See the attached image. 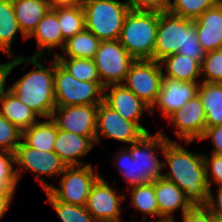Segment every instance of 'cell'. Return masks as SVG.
<instances>
[{"label": "cell", "mask_w": 222, "mask_h": 222, "mask_svg": "<svg viewBox=\"0 0 222 222\" xmlns=\"http://www.w3.org/2000/svg\"><path fill=\"white\" fill-rule=\"evenodd\" d=\"M216 194L214 197L212 189H209L206 208L222 222V187H218Z\"/></svg>", "instance_id": "obj_42"}, {"label": "cell", "mask_w": 222, "mask_h": 222, "mask_svg": "<svg viewBox=\"0 0 222 222\" xmlns=\"http://www.w3.org/2000/svg\"><path fill=\"white\" fill-rule=\"evenodd\" d=\"M154 191L159 209V222H177L174 211L180 209L182 216L192 208L183 191L164 177L154 181Z\"/></svg>", "instance_id": "obj_19"}, {"label": "cell", "mask_w": 222, "mask_h": 222, "mask_svg": "<svg viewBox=\"0 0 222 222\" xmlns=\"http://www.w3.org/2000/svg\"><path fill=\"white\" fill-rule=\"evenodd\" d=\"M96 144L95 136H82L71 132L57 131L54 152L66 167L88 165L80 158L89 153Z\"/></svg>", "instance_id": "obj_18"}, {"label": "cell", "mask_w": 222, "mask_h": 222, "mask_svg": "<svg viewBox=\"0 0 222 222\" xmlns=\"http://www.w3.org/2000/svg\"><path fill=\"white\" fill-rule=\"evenodd\" d=\"M98 105L56 106L51 119L62 131L82 136L96 135Z\"/></svg>", "instance_id": "obj_15"}, {"label": "cell", "mask_w": 222, "mask_h": 222, "mask_svg": "<svg viewBox=\"0 0 222 222\" xmlns=\"http://www.w3.org/2000/svg\"><path fill=\"white\" fill-rule=\"evenodd\" d=\"M163 177L175 183L192 207H206L209 186L206 179L204 154L193 153L182 143L169 141L164 149Z\"/></svg>", "instance_id": "obj_1"}, {"label": "cell", "mask_w": 222, "mask_h": 222, "mask_svg": "<svg viewBox=\"0 0 222 222\" xmlns=\"http://www.w3.org/2000/svg\"><path fill=\"white\" fill-rule=\"evenodd\" d=\"M200 67L201 81L222 83V49L206 52Z\"/></svg>", "instance_id": "obj_36"}, {"label": "cell", "mask_w": 222, "mask_h": 222, "mask_svg": "<svg viewBox=\"0 0 222 222\" xmlns=\"http://www.w3.org/2000/svg\"><path fill=\"white\" fill-rule=\"evenodd\" d=\"M85 29L100 41L119 40L124 19L130 11L126 1L84 0Z\"/></svg>", "instance_id": "obj_5"}, {"label": "cell", "mask_w": 222, "mask_h": 222, "mask_svg": "<svg viewBox=\"0 0 222 222\" xmlns=\"http://www.w3.org/2000/svg\"><path fill=\"white\" fill-rule=\"evenodd\" d=\"M22 141V131L0 113V150L15 153Z\"/></svg>", "instance_id": "obj_37"}, {"label": "cell", "mask_w": 222, "mask_h": 222, "mask_svg": "<svg viewBox=\"0 0 222 222\" xmlns=\"http://www.w3.org/2000/svg\"><path fill=\"white\" fill-rule=\"evenodd\" d=\"M12 5L19 29L27 39L51 9L47 0H12Z\"/></svg>", "instance_id": "obj_22"}, {"label": "cell", "mask_w": 222, "mask_h": 222, "mask_svg": "<svg viewBox=\"0 0 222 222\" xmlns=\"http://www.w3.org/2000/svg\"><path fill=\"white\" fill-rule=\"evenodd\" d=\"M14 194L15 191H0V219L3 218L8 208H10V203L14 200Z\"/></svg>", "instance_id": "obj_44"}, {"label": "cell", "mask_w": 222, "mask_h": 222, "mask_svg": "<svg viewBox=\"0 0 222 222\" xmlns=\"http://www.w3.org/2000/svg\"><path fill=\"white\" fill-rule=\"evenodd\" d=\"M125 199L100 176L91 187L85 207L97 222H119Z\"/></svg>", "instance_id": "obj_11"}, {"label": "cell", "mask_w": 222, "mask_h": 222, "mask_svg": "<svg viewBox=\"0 0 222 222\" xmlns=\"http://www.w3.org/2000/svg\"><path fill=\"white\" fill-rule=\"evenodd\" d=\"M198 95L206 114V127L222 125V83H199Z\"/></svg>", "instance_id": "obj_27"}, {"label": "cell", "mask_w": 222, "mask_h": 222, "mask_svg": "<svg viewBox=\"0 0 222 222\" xmlns=\"http://www.w3.org/2000/svg\"><path fill=\"white\" fill-rule=\"evenodd\" d=\"M94 172L92 164L83 166L66 167L63 173L59 187L54 183L47 190L56 200L65 201L77 206H85L92 185L101 176L97 172V166Z\"/></svg>", "instance_id": "obj_8"}, {"label": "cell", "mask_w": 222, "mask_h": 222, "mask_svg": "<svg viewBox=\"0 0 222 222\" xmlns=\"http://www.w3.org/2000/svg\"><path fill=\"white\" fill-rule=\"evenodd\" d=\"M42 56H13V67L23 63L32 64L34 69L20 77L12 86L10 91L17 98L30 108L42 119L51 118L53 110L56 107L55 88H54V57L49 63L44 65Z\"/></svg>", "instance_id": "obj_2"}, {"label": "cell", "mask_w": 222, "mask_h": 222, "mask_svg": "<svg viewBox=\"0 0 222 222\" xmlns=\"http://www.w3.org/2000/svg\"><path fill=\"white\" fill-rule=\"evenodd\" d=\"M57 62L79 81L101 82L94 59L55 57Z\"/></svg>", "instance_id": "obj_31"}, {"label": "cell", "mask_w": 222, "mask_h": 222, "mask_svg": "<svg viewBox=\"0 0 222 222\" xmlns=\"http://www.w3.org/2000/svg\"><path fill=\"white\" fill-rule=\"evenodd\" d=\"M51 9L83 6L84 0H47Z\"/></svg>", "instance_id": "obj_45"}, {"label": "cell", "mask_w": 222, "mask_h": 222, "mask_svg": "<svg viewBox=\"0 0 222 222\" xmlns=\"http://www.w3.org/2000/svg\"><path fill=\"white\" fill-rule=\"evenodd\" d=\"M221 0H169L168 11L183 18L197 19L208 8L218 4Z\"/></svg>", "instance_id": "obj_34"}, {"label": "cell", "mask_w": 222, "mask_h": 222, "mask_svg": "<svg viewBox=\"0 0 222 222\" xmlns=\"http://www.w3.org/2000/svg\"><path fill=\"white\" fill-rule=\"evenodd\" d=\"M128 190L130 191V205L136 211L143 213V222L147 221V216L156 219V221L152 222H159V209L154 191V182L145 183Z\"/></svg>", "instance_id": "obj_30"}, {"label": "cell", "mask_w": 222, "mask_h": 222, "mask_svg": "<svg viewBox=\"0 0 222 222\" xmlns=\"http://www.w3.org/2000/svg\"><path fill=\"white\" fill-rule=\"evenodd\" d=\"M15 168L17 180L21 179V173L25 171L32 172L35 180L47 191L52 184L45 181V177L57 180V177L63 173L66 165L54 151H39L30 148L23 141L17 146L15 151Z\"/></svg>", "instance_id": "obj_7"}, {"label": "cell", "mask_w": 222, "mask_h": 222, "mask_svg": "<svg viewBox=\"0 0 222 222\" xmlns=\"http://www.w3.org/2000/svg\"><path fill=\"white\" fill-rule=\"evenodd\" d=\"M57 16L65 41L85 29L83 6L57 8Z\"/></svg>", "instance_id": "obj_32"}, {"label": "cell", "mask_w": 222, "mask_h": 222, "mask_svg": "<svg viewBox=\"0 0 222 222\" xmlns=\"http://www.w3.org/2000/svg\"><path fill=\"white\" fill-rule=\"evenodd\" d=\"M103 101L114 109L122 118L135 123L145 134L150 133L148 129L142 125L140 119L144 111L151 113V107L143 100L139 99L123 84L105 87Z\"/></svg>", "instance_id": "obj_16"}, {"label": "cell", "mask_w": 222, "mask_h": 222, "mask_svg": "<svg viewBox=\"0 0 222 222\" xmlns=\"http://www.w3.org/2000/svg\"><path fill=\"white\" fill-rule=\"evenodd\" d=\"M13 57L12 60L6 63H0V99L10 91L8 87L7 77L13 72Z\"/></svg>", "instance_id": "obj_43"}, {"label": "cell", "mask_w": 222, "mask_h": 222, "mask_svg": "<svg viewBox=\"0 0 222 222\" xmlns=\"http://www.w3.org/2000/svg\"><path fill=\"white\" fill-rule=\"evenodd\" d=\"M182 222H218L206 207H192L182 216Z\"/></svg>", "instance_id": "obj_40"}, {"label": "cell", "mask_w": 222, "mask_h": 222, "mask_svg": "<svg viewBox=\"0 0 222 222\" xmlns=\"http://www.w3.org/2000/svg\"><path fill=\"white\" fill-rule=\"evenodd\" d=\"M145 133L133 122L122 118L104 101L98 104L96 119V144L100 138L112 139L126 145L137 142Z\"/></svg>", "instance_id": "obj_12"}, {"label": "cell", "mask_w": 222, "mask_h": 222, "mask_svg": "<svg viewBox=\"0 0 222 222\" xmlns=\"http://www.w3.org/2000/svg\"><path fill=\"white\" fill-rule=\"evenodd\" d=\"M0 113L21 131L38 121V115L9 91L0 99Z\"/></svg>", "instance_id": "obj_26"}, {"label": "cell", "mask_w": 222, "mask_h": 222, "mask_svg": "<svg viewBox=\"0 0 222 222\" xmlns=\"http://www.w3.org/2000/svg\"><path fill=\"white\" fill-rule=\"evenodd\" d=\"M15 153L0 150V191H16Z\"/></svg>", "instance_id": "obj_35"}, {"label": "cell", "mask_w": 222, "mask_h": 222, "mask_svg": "<svg viewBox=\"0 0 222 222\" xmlns=\"http://www.w3.org/2000/svg\"><path fill=\"white\" fill-rule=\"evenodd\" d=\"M162 72L160 62L156 60H135L129 68L123 85L152 108L161 89Z\"/></svg>", "instance_id": "obj_10"}, {"label": "cell", "mask_w": 222, "mask_h": 222, "mask_svg": "<svg viewBox=\"0 0 222 222\" xmlns=\"http://www.w3.org/2000/svg\"><path fill=\"white\" fill-rule=\"evenodd\" d=\"M99 44L100 40L89 30L84 29L65 41V45L62 49L65 54L64 56L62 54L55 53L54 57L93 59L98 50Z\"/></svg>", "instance_id": "obj_29"}, {"label": "cell", "mask_w": 222, "mask_h": 222, "mask_svg": "<svg viewBox=\"0 0 222 222\" xmlns=\"http://www.w3.org/2000/svg\"><path fill=\"white\" fill-rule=\"evenodd\" d=\"M93 59L104 88L123 84L131 64L135 61L119 40L100 41Z\"/></svg>", "instance_id": "obj_9"}, {"label": "cell", "mask_w": 222, "mask_h": 222, "mask_svg": "<svg viewBox=\"0 0 222 222\" xmlns=\"http://www.w3.org/2000/svg\"><path fill=\"white\" fill-rule=\"evenodd\" d=\"M200 82H185L163 77L162 85L156 103L150 114H155V108L167 119L175 111L183 107L187 101L198 95Z\"/></svg>", "instance_id": "obj_17"}, {"label": "cell", "mask_w": 222, "mask_h": 222, "mask_svg": "<svg viewBox=\"0 0 222 222\" xmlns=\"http://www.w3.org/2000/svg\"><path fill=\"white\" fill-rule=\"evenodd\" d=\"M167 121L173 125L177 138L184 140L185 144H190L201 140L206 130V114L199 95L187 101L179 110L171 114Z\"/></svg>", "instance_id": "obj_13"}, {"label": "cell", "mask_w": 222, "mask_h": 222, "mask_svg": "<svg viewBox=\"0 0 222 222\" xmlns=\"http://www.w3.org/2000/svg\"><path fill=\"white\" fill-rule=\"evenodd\" d=\"M157 28V12L130 10L124 19L119 42L135 60H154Z\"/></svg>", "instance_id": "obj_4"}, {"label": "cell", "mask_w": 222, "mask_h": 222, "mask_svg": "<svg viewBox=\"0 0 222 222\" xmlns=\"http://www.w3.org/2000/svg\"><path fill=\"white\" fill-rule=\"evenodd\" d=\"M208 138L212 140L214 146L211 154L222 155V125L206 127L204 135L200 141Z\"/></svg>", "instance_id": "obj_41"}, {"label": "cell", "mask_w": 222, "mask_h": 222, "mask_svg": "<svg viewBox=\"0 0 222 222\" xmlns=\"http://www.w3.org/2000/svg\"><path fill=\"white\" fill-rule=\"evenodd\" d=\"M32 37H34L37 42L36 50L41 49L37 53L35 52L33 56L44 57L46 51H48L46 55L49 56L51 55L52 49L56 47L60 48V50L63 49L65 40L63 39L58 22L57 8L50 9L44 15L42 20L37 24L36 29L28 38Z\"/></svg>", "instance_id": "obj_21"}, {"label": "cell", "mask_w": 222, "mask_h": 222, "mask_svg": "<svg viewBox=\"0 0 222 222\" xmlns=\"http://www.w3.org/2000/svg\"><path fill=\"white\" fill-rule=\"evenodd\" d=\"M208 155L204 154V163L209 189H212V183L222 187V155L211 154L210 158Z\"/></svg>", "instance_id": "obj_38"}, {"label": "cell", "mask_w": 222, "mask_h": 222, "mask_svg": "<svg viewBox=\"0 0 222 222\" xmlns=\"http://www.w3.org/2000/svg\"><path fill=\"white\" fill-rule=\"evenodd\" d=\"M193 23L198 41L206 52L222 49V0L208 8Z\"/></svg>", "instance_id": "obj_20"}, {"label": "cell", "mask_w": 222, "mask_h": 222, "mask_svg": "<svg viewBox=\"0 0 222 222\" xmlns=\"http://www.w3.org/2000/svg\"><path fill=\"white\" fill-rule=\"evenodd\" d=\"M179 53L200 65L206 55L197 37L193 20L177 16L168 10L158 13V28L154 60L160 62L169 55Z\"/></svg>", "instance_id": "obj_3"}, {"label": "cell", "mask_w": 222, "mask_h": 222, "mask_svg": "<svg viewBox=\"0 0 222 222\" xmlns=\"http://www.w3.org/2000/svg\"><path fill=\"white\" fill-rule=\"evenodd\" d=\"M113 161L114 166L120 170L122 179L129 184L127 189L141 185L139 140L117 150Z\"/></svg>", "instance_id": "obj_25"}, {"label": "cell", "mask_w": 222, "mask_h": 222, "mask_svg": "<svg viewBox=\"0 0 222 222\" xmlns=\"http://www.w3.org/2000/svg\"><path fill=\"white\" fill-rule=\"evenodd\" d=\"M39 119L35 124L22 131V141L30 148L39 151H54V143L57 137V125L51 118Z\"/></svg>", "instance_id": "obj_24"}, {"label": "cell", "mask_w": 222, "mask_h": 222, "mask_svg": "<svg viewBox=\"0 0 222 222\" xmlns=\"http://www.w3.org/2000/svg\"><path fill=\"white\" fill-rule=\"evenodd\" d=\"M169 141L173 140L160 129L156 134L147 133L139 139L141 185L153 183L163 177L164 161L160 160L159 154L163 156L165 146Z\"/></svg>", "instance_id": "obj_14"}, {"label": "cell", "mask_w": 222, "mask_h": 222, "mask_svg": "<svg viewBox=\"0 0 222 222\" xmlns=\"http://www.w3.org/2000/svg\"><path fill=\"white\" fill-rule=\"evenodd\" d=\"M44 192L47 195L46 201L53 206L62 222H97L89 214L85 206L58 201L48 191Z\"/></svg>", "instance_id": "obj_33"}, {"label": "cell", "mask_w": 222, "mask_h": 222, "mask_svg": "<svg viewBox=\"0 0 222 222\" xmlns=\"http://www.w3.org/2000/svg\"><path fill=\"white\" fill-rule=\"evenodd\" d=\"M54 88L56 106L98 105L103 101L101 82L79 81L66 71L54 57Z\"/></svg>", "instance_id": "obj_6"}, {"label": "cell", "mask_w": 222, "mask_h": 222, "mask_svg": "<svg viewBox=\"0 0 222 222\" xmlns=\"http://www.w3.org/2000/svg\"><path fill=\"white\" fill-rule=\"evenodd\" d=\"M131 11L163 12L168 9L169 0H125Z\"/></svg>", "instance_id": "obj_39"}, {"label": "cell", "mask_w": 222, "mask_h": 222, "mask_svg": "<svg viewBox=\"0 0 222 222\" xmlns=\"http://www.w3.org/2000/svg\"><path fill=\"white\" fill-rule=\"evenodd\" d=\"M163 71V77L185 82H201V67L200 64L188 58L185 55L175 53L169 55L160 61ZM199 79V80H198Z\"/></svg>", "instance_id": "obj_23"}, {"label": "cell", "mask_w": 222, "mask_h": 222, "mask_svg": "<svg viewBox=\"0 0 222 222\" xmlns=\"http://www.w3.org/2000/svg\"><path fill=\"white\" fill-rule=\"evenodd\" d=\"M19 32L23 40H27L19 29L12 0H0V51L7 54L9 58L14 56L11 47Z\"/></svg>", "instance_id": "obj_28"}]
</instances>
